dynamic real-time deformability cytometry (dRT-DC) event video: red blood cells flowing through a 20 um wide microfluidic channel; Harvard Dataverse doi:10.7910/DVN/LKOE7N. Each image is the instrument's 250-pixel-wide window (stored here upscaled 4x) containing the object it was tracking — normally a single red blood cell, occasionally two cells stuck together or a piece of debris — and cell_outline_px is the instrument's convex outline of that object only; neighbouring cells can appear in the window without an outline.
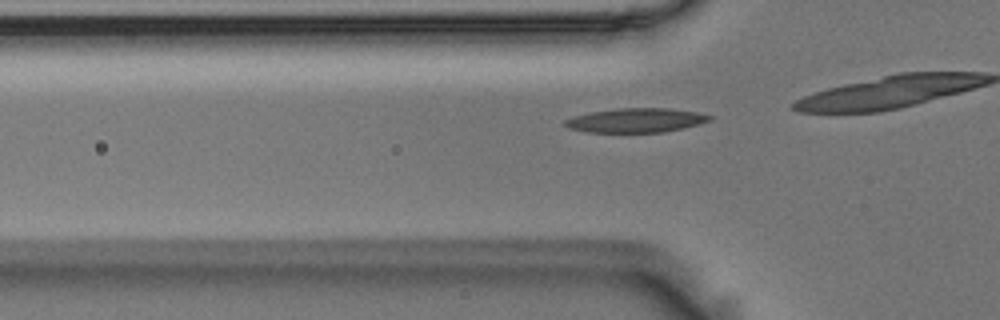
{"species": "Egyptian fruit bat (a non-hibernating species)", "species_latin": "Rousettus aegyptiacus", "temperature_condition": "room temperature", "stored_images_in_passage": 35, "camera_frame_rate_fps": 3000, "um_per_image_px": 0.085, "animal": {"sex": "male"}, "frame": {"image": 1, "passage_image": 10, "time_ms": 3.0, "image_size_px": [1000, 320], "cell_outline_px": [[712, 120], [684, 128], [664, 132], [588, 132], [568, 128], [564, 124], [564, 120], [572, 116], [592, 112], [616, 108], [668, 108], [696, 112], [712, 116]], "centroid_in_image_um": [54.05, 10.22], "position_along_channel_um": 71.8, "area_um2": 20.4}}
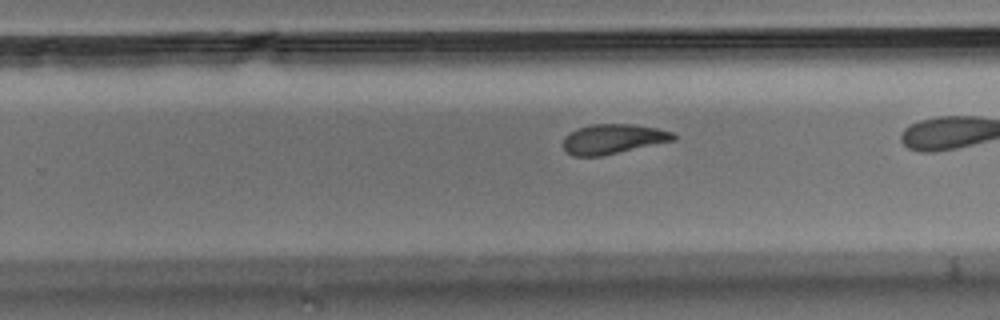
{"frame": {"image": 2, "passage_image": 27, "time_ms": 8.667, "image_size_px": [1000, 320], "cell_outline_px": [[676, 140], [600, 156], [572, 156], [564, 148], [564, 136], [568, 132], [576, 128], [592, 124], [632, 124], [656, 128], [672, 132], [676, 136]], "centroid_in_image_um": [52.09, 11.8], "position_along_channel_um": 277.7, "area_um2": 19.07}}
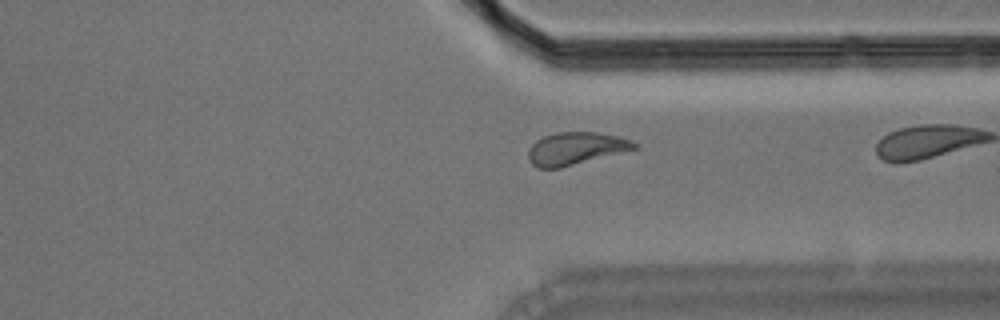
{"frame": {"image": 3, "passage_image": 34, "time_ms": 11.0, "image_size_px": [1000, 320], "cell_outline_px": [[636, 148], [560, 168], [536, 168], [528, 160], [528, 148], [536, 140], [544, 136], [556, 132], [596, 132], [620, 136], [636, 144]], "centroid_in_image_um": [48.85, 12.62], "position_along_channel_um": 362.5, "area_um2": 19.88}}